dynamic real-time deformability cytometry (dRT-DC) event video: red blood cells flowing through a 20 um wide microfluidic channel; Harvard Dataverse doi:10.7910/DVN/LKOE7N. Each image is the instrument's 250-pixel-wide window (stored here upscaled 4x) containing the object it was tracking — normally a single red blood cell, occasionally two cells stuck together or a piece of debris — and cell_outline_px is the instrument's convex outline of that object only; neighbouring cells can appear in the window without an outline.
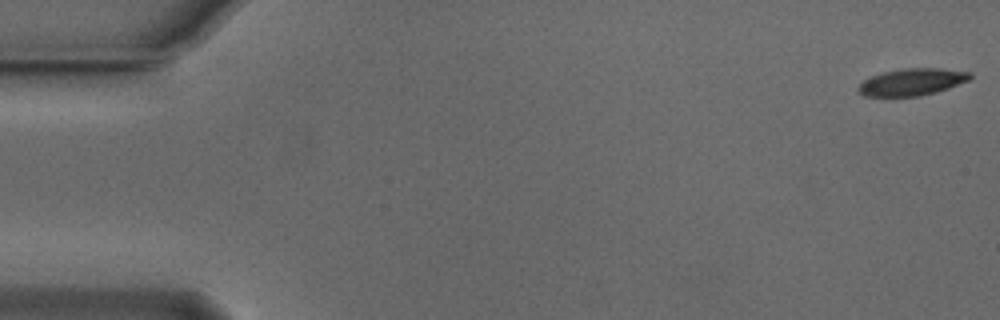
{"species": "Egyptian fruit bat (a non-hibernating species)", "species_latin": "Rousettus aegyptiacus", "temperature_condition": "cold", "stored_images_in_passage": 53, "camera_frame_rate_fps": 3000, "um_per_image_px": 0.085, "animal": {"sex": "male"}, "frame": {"image": 1, "passage_image": 1, "time_ms": 0.0, "image_size_px": [1000, 320], "cell_outline_px": [[972, 76], [968, 80], [948, 88], [936, 92], [920, 96], [864, 96], [856, 88], [864, 80], [872, 76], [884, 72], [904, 68], [940, 68], [972, 72]], "centroid_in_image_um": [77.53, 6.96], "position_along_channel_um": 7.5, "area_um2": 17.46}}
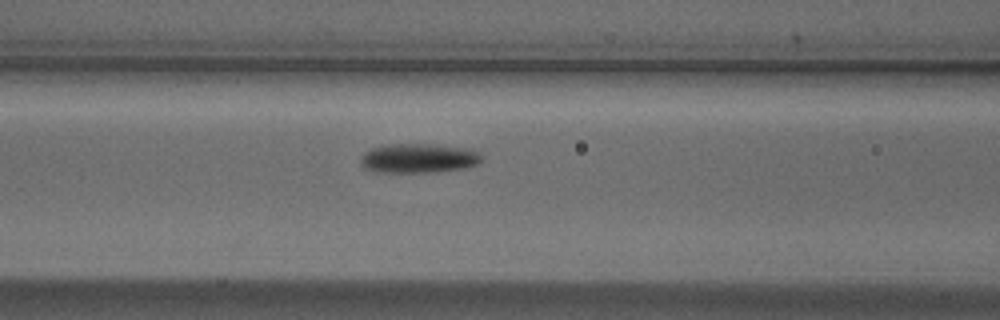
{"frame": {"image": 2, "passage_image": 22, "time_ms": 7.0, "image_size_px": [1000, 320], "cell_outline_px": [[484, 160], [480, 164], [468, 168], [436, 172], [376, 172], [364, 168], [360, 164], [360, 160], [364, 152], [372, 148], [392, 144], [432, 144], [472, 148], [484, 156]], "centroid_in_image_um": [35.67, 13.45], "position_along_channel_um": 130.9, "area_um2": 21.21}}
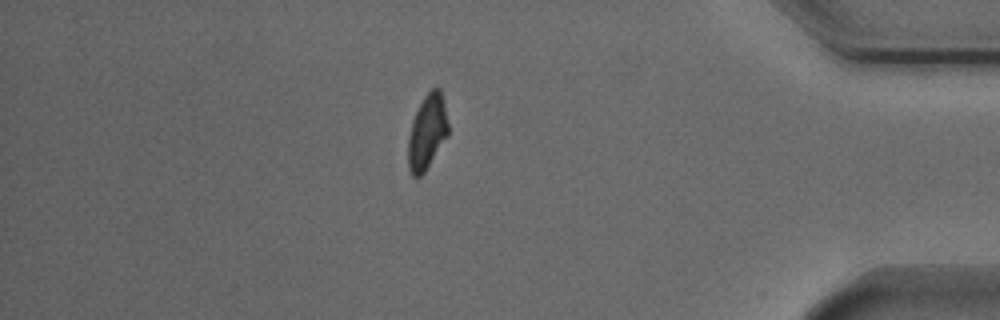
{"frame": {"image": 3, "passage_image": 46, "time_ms": 15.0, "image_size_px": [1000, 320], "cell_outline_px": [[448, 136], [424, 172], [420, 176], [412, 176], [408, 168], [408, 136], [412, 120], [424, 96], [432, 88], [440, 88], [444, 104], [448, 124]], "centroid_in_image_um": [36.3, 11.23], "position_along_channel_um": 398.9, "area_um2": 17.34}, "authors_computed_cell_mechanics": {"area_um2": 18.6694, "velocity_mm_per_s": 3.8376, "shape_relaxation_time_tau1_ms": 2.212, "shape_relaxation_time_tau2_ms": null, "deformation_change_tau1": 0.1191, "deformation_change_tau2": null}}